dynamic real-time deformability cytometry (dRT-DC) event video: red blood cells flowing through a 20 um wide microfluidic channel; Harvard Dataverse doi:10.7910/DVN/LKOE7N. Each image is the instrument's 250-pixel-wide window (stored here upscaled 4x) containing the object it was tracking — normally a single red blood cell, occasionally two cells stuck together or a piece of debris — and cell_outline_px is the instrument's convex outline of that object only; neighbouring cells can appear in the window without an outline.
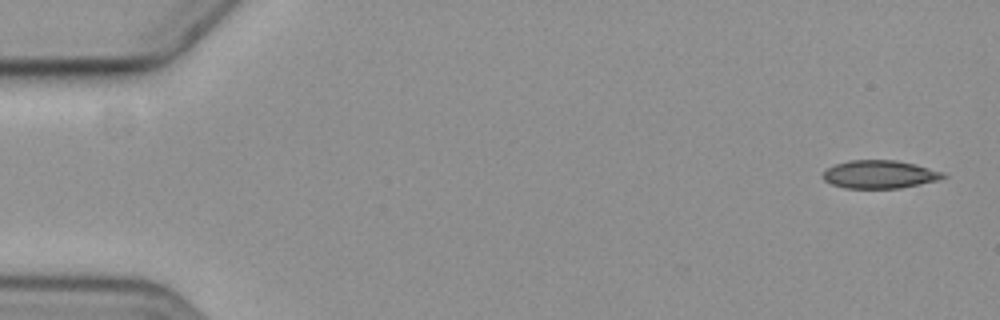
{"species": "common noctule bat (a hibernating species)", "species_latin": "Nyctalus noctula", "temperature_condition": "cold", "stored_images_in_passage": 4, "camera_frame_rate_fps": 3000, "um_per_image_px": 0.085, "animal": {"sex": "female", "body_mass_g": 19.3, "forearm_length_mm": 54.1}, "frame": {"image": 1, "passage_image": 1, "time_ms": 0.0, "image_size_px": [1000, 320], "cell_outline_px": [[948, 176], [936, 180], [900, 188], [844, 188], [832, 184], [824, 180], [824, 172], [828, 168], [836, 164], [848, 160], [896, 160], [916, 164], [944, 172]], "centroid_in_image_um": [74.78, 14.81], "position_along_channel_um": 10.2, "area_um2": 19.54}}